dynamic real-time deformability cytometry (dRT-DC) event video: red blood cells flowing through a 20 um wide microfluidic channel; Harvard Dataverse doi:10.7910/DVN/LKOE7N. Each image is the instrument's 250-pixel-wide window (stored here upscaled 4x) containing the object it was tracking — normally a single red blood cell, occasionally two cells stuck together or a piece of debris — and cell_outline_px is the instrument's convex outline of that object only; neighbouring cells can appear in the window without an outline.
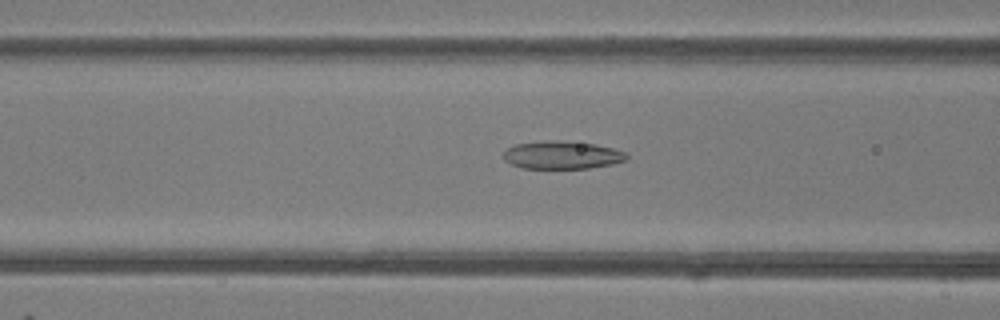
{"species": "common noctule bat (a hibernating species)", "species_latin": "Nyctalus noctula", "temperature_condition": "room temperature", "stored_images_in_passage": 49, "camera_frame_rate_fps": 3000, "um_per_image_px": 0.085, "animal": {"sex": "female"}, "frame": {"image": 1, "passage_image": 20, "time_ms": 6.333, "image_size_px": [1000, 320], "cell_outline_px": [[628, 156], [624, 160], [612, 164], [588, 168], [524, 168], [512, 164], [504, 160], [504, 152], [508, 148], [516, 144], [544, 140], [560, 140], [596, 144], [612, 148], [624, 152]], "centroid_in_image_um": [47.76, 13.17], "position_along_channel_um": 118.8, "area_um2": 19.88}}
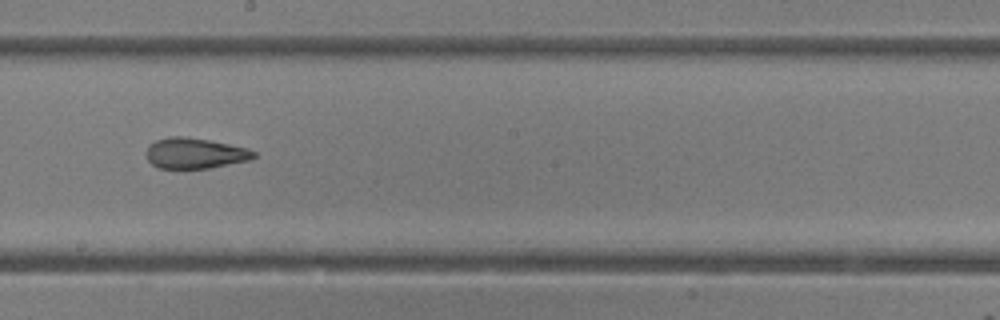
{"frame": {"image": 2, "passage_image": 28, "time_ms": 9.0, "image_size_px": [1000, 320], "cell_outline_px": [[256, 156], [252, 160], [208, 168], [156, 168], [148, 160], [148, 144], [156, 140], [168, 136], [184, 136], [208, 140], [248, 148], [256, 152]], "centroid_in_image_um": [16.59, 13.02], "position_along_channel_um": 231.6, "area_um2": 19.19}}
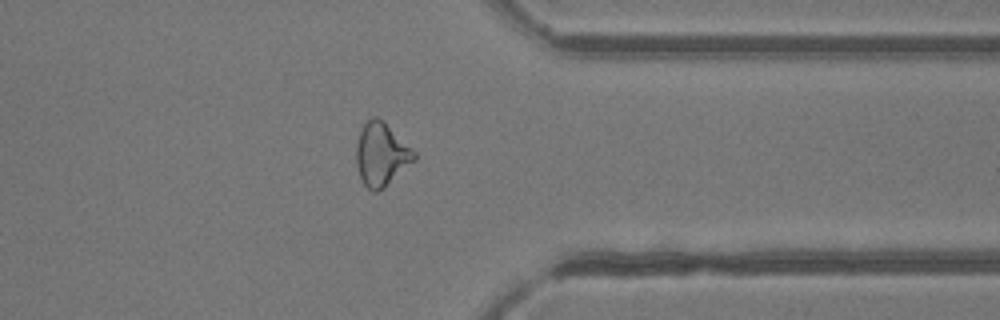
{"frame": {"image": 3, "passage_image": 39, "time_ms": 12.667, "image_size_px": [1000, 320], "cell_outline_px": [[416, 160], [384, 188], [376, 192], [372, 192], [364, 184], [360, 176], [356, 164], [356, 144], [360, 128], [372, 116], [376, 116], [384, 120], [416, 152]], "centroid_in_image_um": [32.42, 13.11], "position_along_channel_um": 379.0, "area_um2": 21.62}, "authors_computed_cell_mechanics": {"area_um2": 21.964, "velocity_mm_per_s": 4.223, "shape_relaxation_time_tau1_ms": null, "shape_relaxation_time_tau2_ms": 1.1799, "deformation_change_tau1": null, "deformation_change_tau2": 0.0817}}